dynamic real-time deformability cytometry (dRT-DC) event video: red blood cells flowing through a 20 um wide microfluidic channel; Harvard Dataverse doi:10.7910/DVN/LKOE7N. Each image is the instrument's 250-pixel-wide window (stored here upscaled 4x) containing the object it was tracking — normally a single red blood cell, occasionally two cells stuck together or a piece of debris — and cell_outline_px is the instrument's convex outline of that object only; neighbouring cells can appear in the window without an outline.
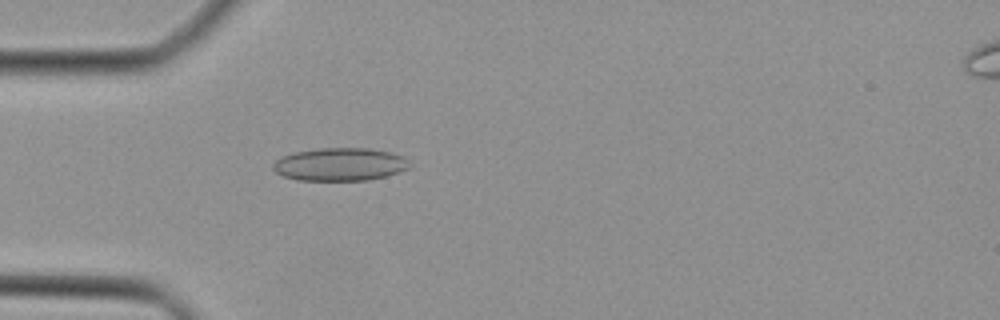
{"species": "Egyptian fruit bat (a non-hibernating species)", "species_latin": "Rousettus aegyptiacus", "temperature_condition": "cold", "stored_images_in_passage": 34, "camera_frame_rate_fps": 3000, "um_per_image_px": 0.085, "animal": {"sex": "female"}, "frame": {"image": 1, "passage_image": 2, "time_ms": 0.333, "image_size_px": [1000, 320], "cell_outline_px": [[408, 168], [400, 172], [368, 180], [296, 180], [284, 176], [276, 172], [272, 168], [272, 164], [280, 156], [292, 152], [320, 148], [368, 148], [388, 152], [404, 156]], "centroid_in_image_um": [28.82, 13.96], "position_along_channel_um": 56.2, "area_um2": 26.13}}
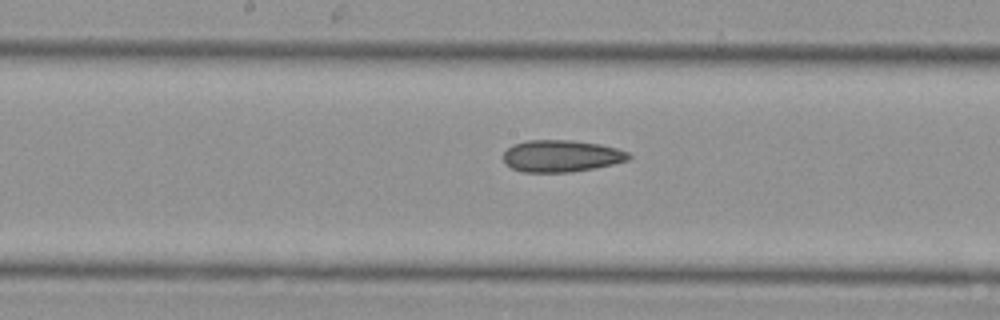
{"frame": {"image": 2, "passage_image": 12, "time_ms": 3.667, "image_size_px": [1000, 320], "cell_outline_px": [[632, 156], [628, 160], [612, 164], [572, 172], [524, 172], [512, 168], [504, 164], [504, 152], [512, 144], [528, 140], [572, 140], [600, 144], [616, 148], [628, 152]], "centroid_in_image_um": [47.69, 13.25], "position_along_channel_um": 200.5, "area_um2": 23.29}}
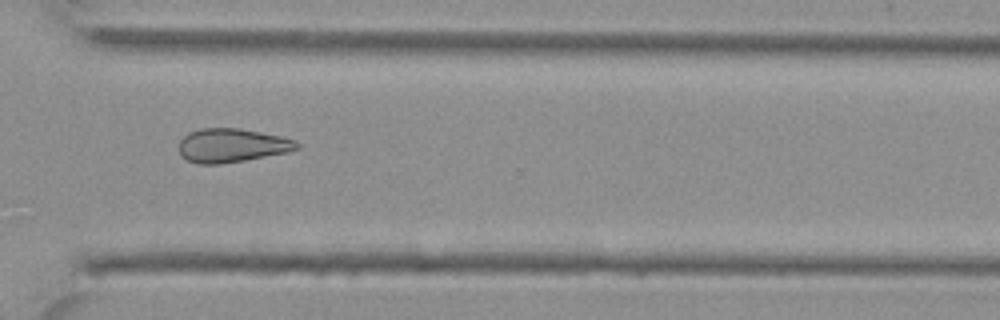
{"frame": {"image": 3, "passage_image": 22, "time_ms": 7.0, "image_size_px": [1000, 320], "cell_outline_px": [[300, 148], [288, 152], [244, 160], [220, 164], [196, 164], [180, 156], [180, 140], [188, 132], [200, 128], [240, 128], [280, 136], [296, 140], [300, 144]], "centroid_in_image_um": [19.7, 12.36], "position_along_channel_um": 350.9, "area_um2": 23.29}}